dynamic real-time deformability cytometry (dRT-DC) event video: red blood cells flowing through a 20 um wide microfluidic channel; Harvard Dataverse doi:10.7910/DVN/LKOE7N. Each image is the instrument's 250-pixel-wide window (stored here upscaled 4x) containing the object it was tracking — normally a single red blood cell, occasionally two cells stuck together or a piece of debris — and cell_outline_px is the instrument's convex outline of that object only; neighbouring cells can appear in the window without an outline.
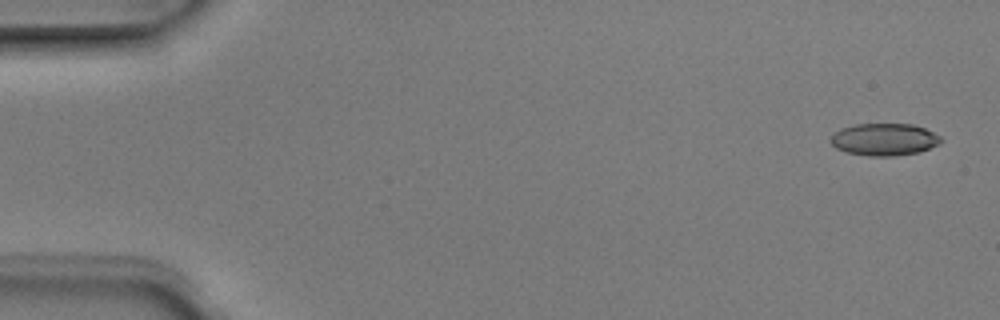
{"species": "Egyptian fruit bat (a non-hibernating species)", "species_latin": "Rousettus aegyptiacus", "temperature_condition": "room temperature", "stored_images_in_passage": 4, "camera_frame_rate_fps": 3000, "um_per_image_px": 0.085, "animal": {"sex": "male"}, "frame": {"image": 1, "passage_image": 1, "time_ms": 0.0, "image_size_px": [1000, 320], "cell_outline_px": [[944, 140], [940, 144], [920, 152], [892, 156], [868, 156], [848, 152], [836, 148], [828, 140], [840, 128], [856, 124], [912, 124], [924, 128], [940, 136]], "centroid_in_image_um": [75.18, 11.85], "position_along_channel_um": 9.8, "area_um2": 20.75}}